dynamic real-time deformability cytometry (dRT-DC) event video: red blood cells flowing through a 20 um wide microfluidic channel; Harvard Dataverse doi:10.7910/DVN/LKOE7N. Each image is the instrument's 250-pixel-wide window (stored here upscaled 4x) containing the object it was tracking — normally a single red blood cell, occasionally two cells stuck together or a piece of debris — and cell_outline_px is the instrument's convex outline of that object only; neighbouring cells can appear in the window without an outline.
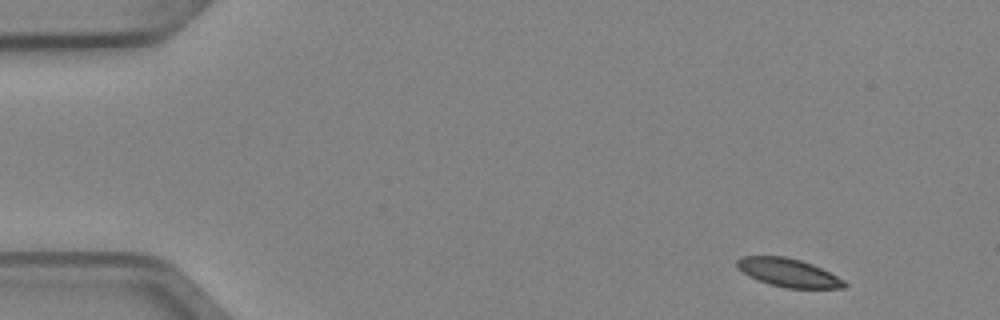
{"species": "Egyptian fruit bat (a non-hibernating species)", "species_latin": "Rousettus aegyptiacus", "temperature_condition": "cold", "stored_images_in_passage": 4, "camera_frame_rate_fps": 3000, "um_per_image_px": 0.085, "animal": {"sex": "female"}, "frame": {"image": 1, "passage_image": 1, "time_ms": 0.0, "image_size_px": [1000, 320], "cell_outline_px": [[848, 284], [844, 288], [788, 288], [772, 284], [748, 276], [736, 264], [736, 260], [740, 256], [784, 256], [800, 260], [812, 264], [844, 280]], "centroid_in_image_um": [67.02, 23.17], "position_along_channel_um": 18.0, "area_um2": 17.4}}
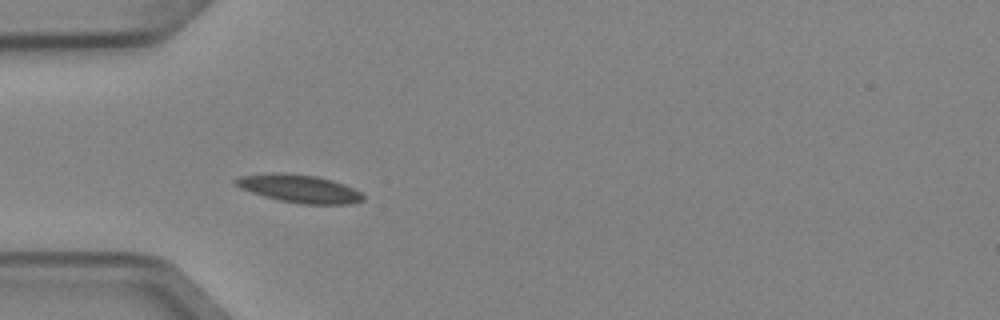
{"frame": {"image": 2, "passage_image": 4, "time_ms": 1.0, "image_size_px": [1000, 320], "cell_outline_px": [[364, 200], [348, 204], [300, 204], [280, 200], [264, 196], [240, 188], [232, 184], [232, 180], [240, 176], [316, 176], [332, 180], [344, 184], [360, 192], [364, 196]], "centroid_in_image_um": [25.51, 16.1], "position_along_channel_um": 59.5, "area_um2": 19.59}}